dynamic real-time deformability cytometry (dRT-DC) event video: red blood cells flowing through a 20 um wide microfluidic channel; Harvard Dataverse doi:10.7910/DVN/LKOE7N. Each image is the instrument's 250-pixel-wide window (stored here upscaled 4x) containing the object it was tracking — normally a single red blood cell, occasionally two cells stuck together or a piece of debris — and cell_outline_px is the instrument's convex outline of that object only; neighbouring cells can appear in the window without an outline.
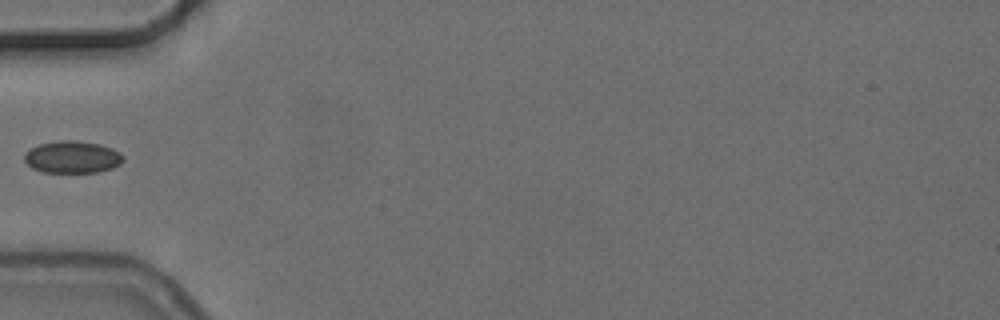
{"species": "common noctule bat (a hibernating species)", "species_latin": "Nyctalus noctula", "temperature_condition": "cold", "stored_images_in_passage": 4, "camera_frame_rate_fps": 3000, "um_per_image_px": 0.085, "animal": {"sex": "female", "body_mass_g": 24.6, "forearm_length_mm": 56.2}, "frame": {"image": 1, "passage_image": 3, "time_ms": 3.333, "image_size_px": [1000, 320], "cell_outline_px": [[124, 160], [120, 164], [112, 168], [96, 172], [44, 172], [32, 168], [24, 160], [24, 152], [40, 144], [60, 140], [72, 140], [100, 144], [112, 148], [120, 152], [124, 156]], "centroid_in_image_um": [6.16, 13.35], "position_along_channel_um": 78.8, "area_um2": 18.5}}
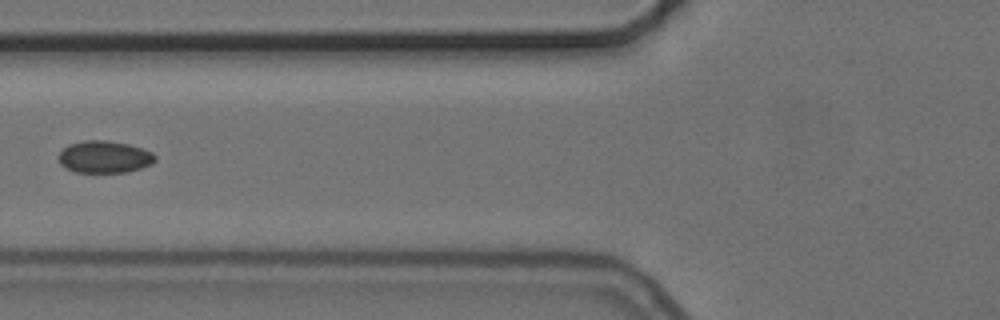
{"frame": {"image": 2, "passage_image": 4, "time_ms": 4.333, "image_size_px": [1000, 320], "cell_outline_px": [[156, 160], [152, 164], [128, 172], [76, 172], [64, 168], [60, 164], [60, 152], [68, 144], [84, 140], [104, 140], [128, 144], [152, 152], [156, 156]], "centroid_in_image_um": [8.88, 13.34], "position_along_channel_um": 116.9, "area_um2": 18.03}}